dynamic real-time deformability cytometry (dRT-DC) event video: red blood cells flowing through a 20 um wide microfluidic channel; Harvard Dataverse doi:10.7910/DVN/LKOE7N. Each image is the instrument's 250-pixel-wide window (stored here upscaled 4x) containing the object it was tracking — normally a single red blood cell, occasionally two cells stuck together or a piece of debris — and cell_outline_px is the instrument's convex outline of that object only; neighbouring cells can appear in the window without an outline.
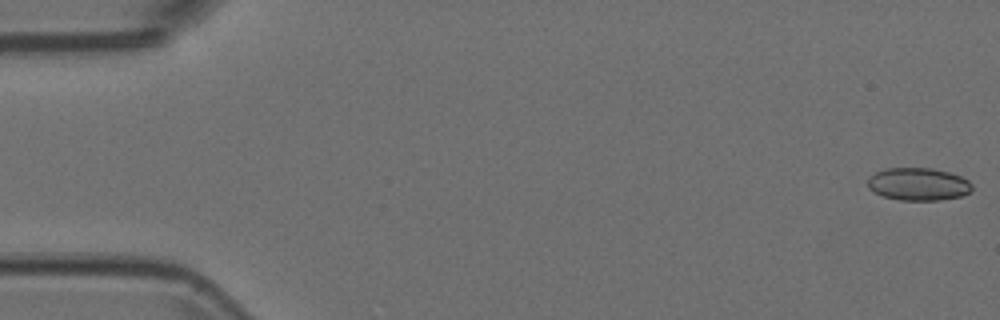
{"species": "Egyptian fruit bat (a non-hibernating species)", "species_latin": "Rousettus aegyptiacus", "temperature_condition": "room temperature", "stored_images_in_passage": 53, "camera_frame_rate_fps": 3000, "um_per_image_px": 0.085, "animal": {"sex": "female"}, "frame": {"image": 1, "passage_image": 1, "time_ms": 0.0, "image_size_px": [1000, 320], "cell_outline_px": [[972, 188], [964, 196], [940, 200], [900, 200], [884, 196], [872, 192], [868, 188], [868, 176], [876, 172], [888, 168], [932, 168], [948, 172], [960, 176], [968, 180], [972, 184]], "centroid_in_image_um": [78.04, 15.65], "position_along_channel_um": 7.0, "area_um2": 19.94}}
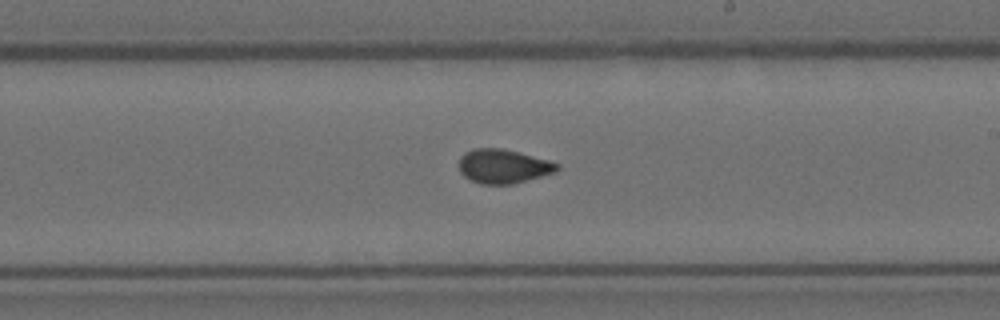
{"frame": {"image": 2, "passage_image": 31, "time_ms": 10.0, "image_size_px": [1000, 320], "cell_outline_px": [[560, 168], [556, 172], [512, 184], [480, 184], [464, 176], [460, 172], [460, 156], [464, 152], [472, 148], [500, 148], [520, 152], [552, 160], [560, 164]], "centroid_in_image_um": [42.81, 14.12], "position_along_channel_um": 246.2, "area_um2": 19.71}}
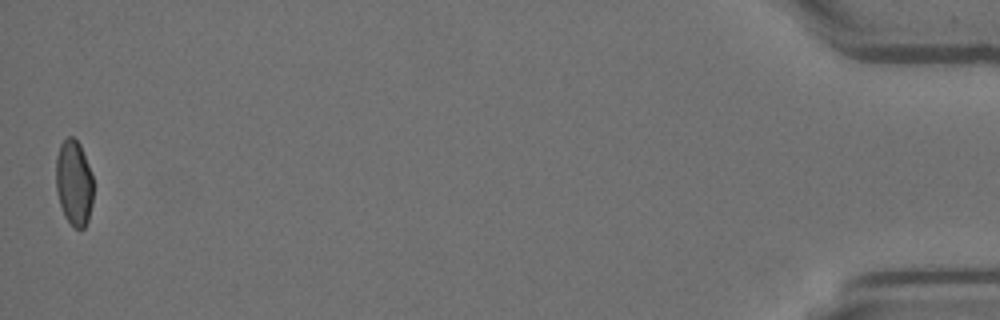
{"frame": {"image": 3, "passage_image": 53, "time_ms": 17.333, "image_size_px": [1000, 320], "cell_outline_px": [[92, 204], [88, 220], [84, 228], [72, 228], [64, 216], [60, 204], [56, 188], [56, 156], [60, 144], [68, 136], [72, 136], [80, 144], [88, 164], [92, 176]], "centroid_in_image_um": [6.27, 15.55], "position_along_channel_um": 428.9, "area_um2": 18.67}}